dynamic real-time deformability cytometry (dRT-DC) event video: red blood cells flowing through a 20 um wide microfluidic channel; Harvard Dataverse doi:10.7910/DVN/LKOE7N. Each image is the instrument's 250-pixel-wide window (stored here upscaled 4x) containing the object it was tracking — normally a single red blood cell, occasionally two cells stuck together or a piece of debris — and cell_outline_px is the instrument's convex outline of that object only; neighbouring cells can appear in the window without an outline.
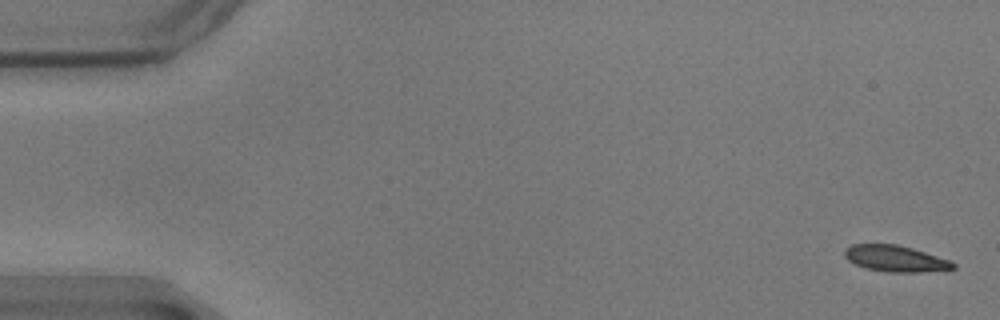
{"species": "common noctule bat (a hibernating species)", "species_latin": "Nyctalus noctula", "temperature_condition": "warm", "stored_images_in_passage": 58, "camera_frame_rate_fps": 3000, "um_per_image_px": 0.085, "animal": {"sex": "male", "body_mass_g": 17.9}, "frame": {"image": 1, "passage_image": 2, "time_ms": 0.333, "image_size_px": [1000, 320], "cell_outline_px": [[956, 268], [920, 272], [888, 272], [864, 268], [848, 260], [844, 256], [844, 248], [852, 244], [896, 244], [912, 248], [948, 260], [956, 264]], "centroid_in_image_um": [76.05, 21.97], "position_along_channel_um": 8.9, "area_um2": 16.47}}
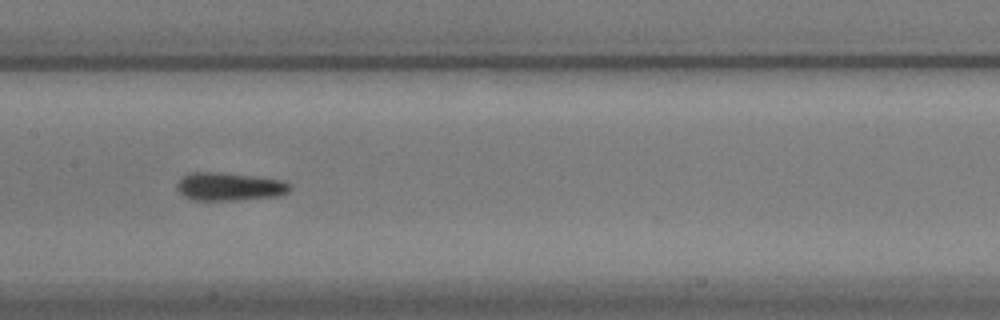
{"frame": {"image": 2, "passage_image": 29, "time_ms": 9.333, "image_size_px": [1000, 320], "cell_outline_px": [[292, 188], [288, 192], [276, 196], [236, 200], [192, 200], [184, 196], [176, 188], [176, 184], [180, 176], [188, 172], [220, 172], [252, 176], [280, 180], [288, 184]], "centroid_in_image_um": [19.41, 15.85], "position_along_channel_um": 188.0, "area_um2": 18.5}}
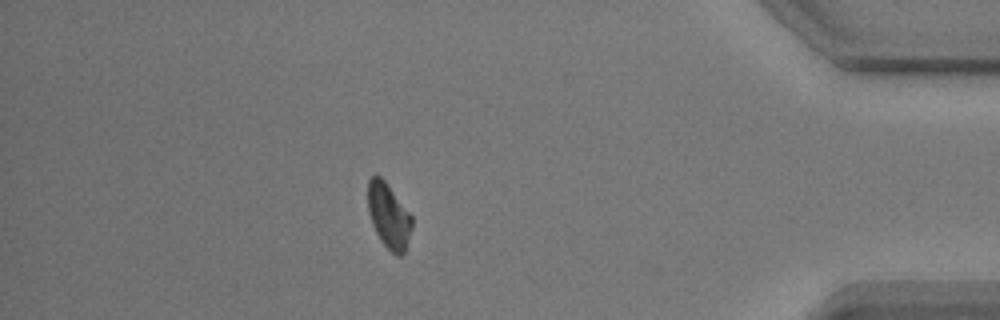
{"frame": {"image": 3, "passage_image": 51, "time_ms": 16.667, "image_size_px": [1000, 320], "cell_outline_px": [[412, 228], [404, 252], [400, 256], [396, 256], [380, 240], [372, 224], [368, 212], [368, 180], [372, 176], [380, 176], [384, 180], [412, 216]], "centroid_in_image_um": [33.03, 18.35], "position_along_channel_um": 402.2, "area_um2": 16.47}, "authors_computed_cell_mechanics": {"area_um2": 17.3978, "velocity_mm_per_s": 3.4922, "shape_relaxation_time_tau1_ms": 6.8418, "shape_relaxation_time_tau2_ms": 2.5049, "deformation_change_tau1": 0.1518, "deformation_change_tau2": 0.0678}}